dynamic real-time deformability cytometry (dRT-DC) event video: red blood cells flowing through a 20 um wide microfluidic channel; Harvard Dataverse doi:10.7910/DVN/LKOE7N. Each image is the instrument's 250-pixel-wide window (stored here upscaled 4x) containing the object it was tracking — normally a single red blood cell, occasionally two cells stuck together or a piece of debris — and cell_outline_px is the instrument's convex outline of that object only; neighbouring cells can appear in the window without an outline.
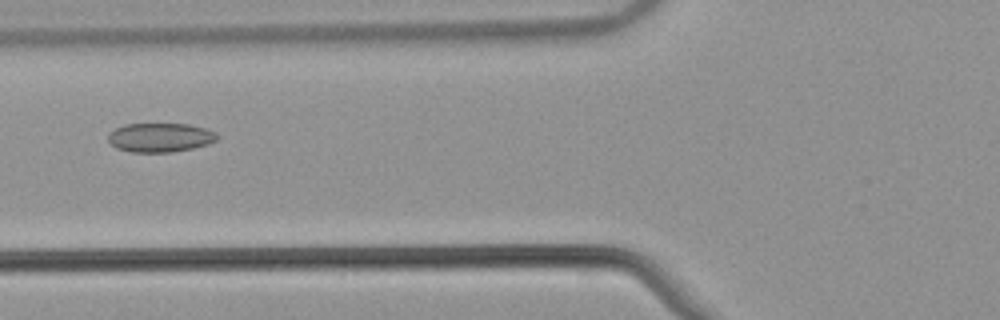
{"species": "common noctule bat (a hibernating species)", "species_latin": "Nyctalus noctula", "temperature_condition": "warm", "stored_images_in_passage": 49, "camera_frame_rate_fps": 3000, "um_per_image_px": 0.085, "animal": {"sex": "male", "body_mass_g": 21.5, "forearm_length_mm": 52.0}, "frame": {"image": 1, "passage_image": 17, "time_ms": 5.333, "image_size_px": [1000, 320], "cell_outline_px": [[220, 136], [216, 140], [208, 144], [192, 148], [172, 152], [132, 152], [116, 148], [108, 140], [108, 132], [124, 124], [188, 124], [208, 128], [216, 132]], "centroid_in_image_um": [13.63, 11.68], "position_along_channel_um": 112.2, "area_um2": 18.61}}
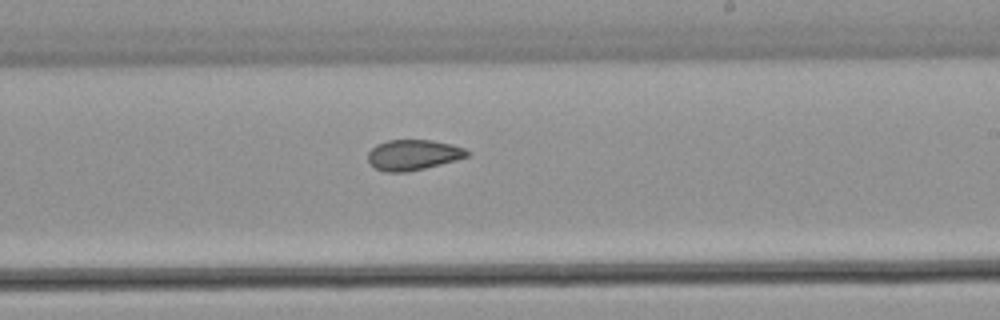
{"frame": {"image": 2, "passage_image": 28, "time_ms": 9.0, "image_size_px": [1000, 320], "cell_outline_px": [[468, 156], [456, 160], [424, 168], [404, 172], [384, 172], [368, 164], [368, 152], [376, 144], [388, 140], [432, 140], [452, 144], [464, 148], [468, 152]], "centroid_in_image_um": [35.08, 13.16], "position_along_channel_um": 253.9, "area_um2": 17.57}}
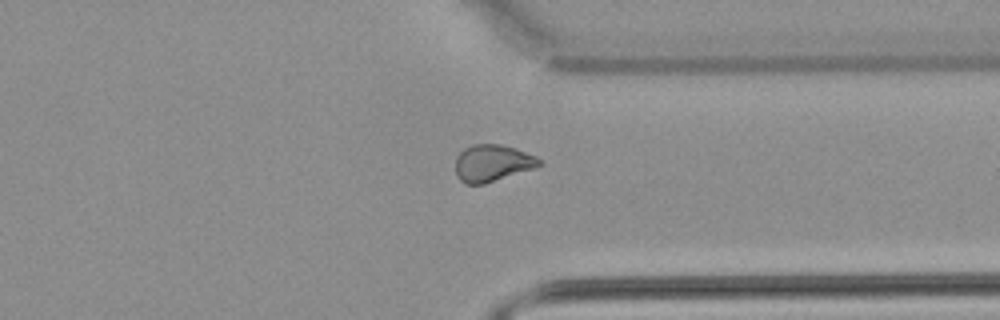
{"frame": {"image": 3, "passage_image": 37, "time_ms": 12.0, "image_size_px": [1000, 320], "cell_outline_px": [[544, 164], [536, 168], [484, 184], [464, 184], [456, 176], [456, 156], [464, 148], [472, 144], [500, 144], [516, 148], [536, 156]], "centroid_in_image_um": [41.86, 13.86], "position_along_channel_um": 369.5, "area_um2": 18.26}, "authors_computed_cell_mechanics": {"area_um2": 18.6694, "velocity_mm_per_s": 3.8694, "shape_relaxation_time_tau1_ms": null, "shape_relaxation_time_tau2_ms": 3.165, "deformation_change_tau1": null, "deformation_change_tau2": 0.0889}}